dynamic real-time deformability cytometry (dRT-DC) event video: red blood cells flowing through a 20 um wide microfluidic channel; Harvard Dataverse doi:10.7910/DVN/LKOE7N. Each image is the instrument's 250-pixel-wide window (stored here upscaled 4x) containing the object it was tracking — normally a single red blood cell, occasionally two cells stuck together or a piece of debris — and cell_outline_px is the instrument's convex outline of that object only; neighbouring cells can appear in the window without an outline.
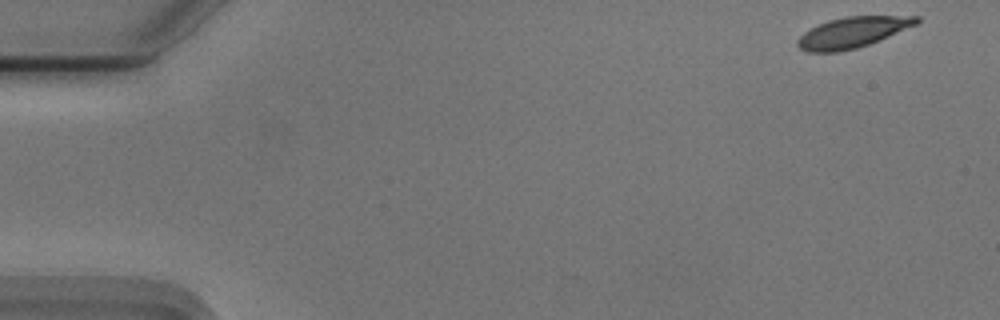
{"species": "Egyptian fruit bat (a non-hibernating species)", "species_latin": "Rousettus aegyptiacus", "temperature_condition": "cold", "stored_images_in_passage": 8, "camera_frame_rate_fps": 3000, "um_per_image_px": 0.085, "animal": {"sex": "male"}, "frame": {"image": 1, "passage_image": 1, "time_ms": 0.0, "image_size_px": [1000, 320], "cell_outline_px": [[920, 20], [916, 24], [880, 40], [856, 48], [840, 52], [808, 52], [800, 48], [796, 44], [796, 40], [804, 32], [828, 20], [844, 16], [920, 16]], "centroid_in_image_um": [72.45, 2.75], "position_along_channel_um": 12.6, "area_um2": 21.15}}